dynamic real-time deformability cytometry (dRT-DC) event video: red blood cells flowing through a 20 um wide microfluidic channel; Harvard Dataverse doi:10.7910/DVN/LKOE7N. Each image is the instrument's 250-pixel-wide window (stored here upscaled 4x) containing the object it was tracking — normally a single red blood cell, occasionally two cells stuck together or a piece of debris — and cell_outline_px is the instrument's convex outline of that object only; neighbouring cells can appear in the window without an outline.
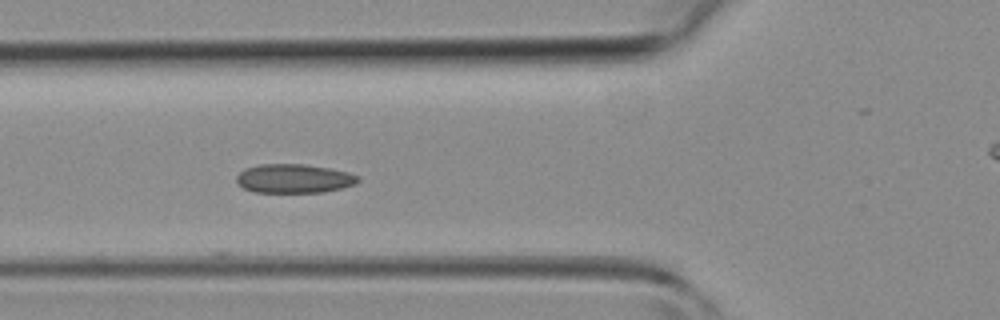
{"species": "common noctule bat (a hibernating species)", "species_latin": "Nyctalus noctula", "temperature_condition": "room temperature", "stored_images_in_passage": 10, "camera_frame_rate_fps": 3000, "um_per_image_px": 0.085, "animal": {"sex": "female", "body_mass_g": 19.3, "forearm_length_mm": 54.1}, "frame": {"image": 1, "passage_image": 5, "time_ms": 1.333, "image_size_px": [1000, 320], "cell_outline_px": [[360, 180], [356, 184], [344, 188], [324, 192], [252, 192], [236, 184], [236, 176], [244, 168], [260, 164], [304, 164], [328, 168], [348, 172], [360, 176]], "centroid_in_image_um": [24.99, 15.18], "position_along_channel_um": 100.8, "area_um2": 20.75}}
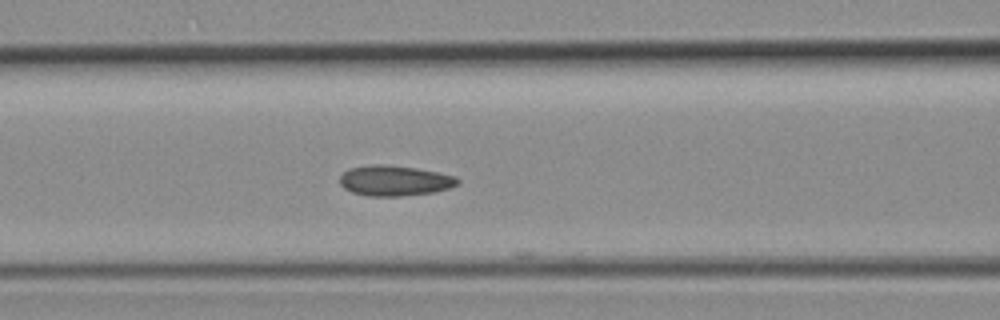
{"frame": {"image": 2, "passage_image": 7, "time_ms": 2.0, "image_size_px": [1000, 320], "cell_outline_px": [[460, 184], [452, 188], [436, 192], [400, 196], [368, 196], [352, 192], [344, 188], [340, 184], [340, 176], [348, 168], [372, 164], [384, 164], [416, 168], [456, 176], [460, 180]], "centroid_in_image_um": [33.57, 15.36], "position_along_channel_um": 133.0, "area_um2": 21.1}}
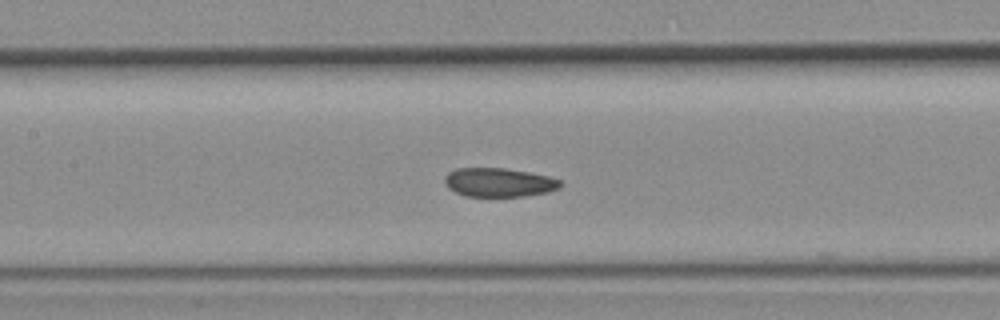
{"frame": {"image": 3, "passage_image": 9, "time_ms": 2.667, "image_size_px": [1000, 320], "cell_outline_px": [[564, 184], [560, 188], [548, 192], [524, 196], [464, 196], [448, 188], [444, 184], [444, 176], [448, 172], [456, 168], [504, 168], [528, 172], [548, 176], [560, 180]], "centroid_in_image_um": [42.4, 15.5], "position_along_channel_um": 165.0, "area_um2": 19.59}}